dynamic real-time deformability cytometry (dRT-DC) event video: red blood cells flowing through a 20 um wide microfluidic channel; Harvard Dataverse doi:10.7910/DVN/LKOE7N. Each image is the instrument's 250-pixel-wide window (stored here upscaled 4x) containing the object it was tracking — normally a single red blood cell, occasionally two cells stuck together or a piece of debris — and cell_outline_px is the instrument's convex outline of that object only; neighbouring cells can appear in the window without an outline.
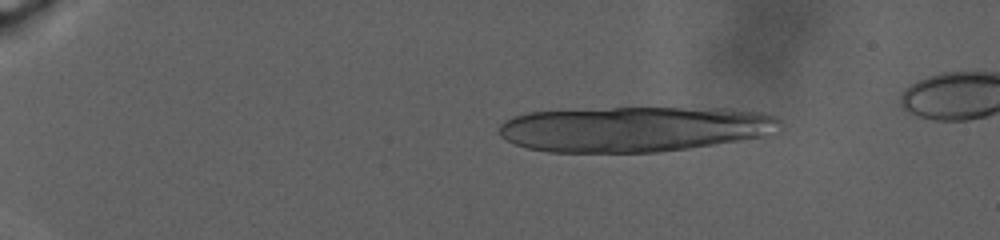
{"species": "human", "species_latin": "Homo sapiens", "temperature_condition": "warm", "stored_images_in_passage": 10, "camera_frame_rate_fps": 3000, "um_per_image_px": 0.085, "donor": {"sex": "male"}, "frame": {"image": 1, "passage_image": 5, "time_ms": 4.667, "image_size_px": [1000, 240], "cell_outline_px": [[780, 124], [760, 136], [740, 140], [688, 148], [660, 152], [548, 152], [528, 148], [516, 144], [500, 136], [500, 124], [504, 120], [512, 116], [528, 112], [612, 108], [732, 108], [764, 112], [776, 116], [780, 120]], "centroid_in_image_um": [53.88, 10.95], "position_along_channel_um": 31.1, "area_um2": 74.04}}